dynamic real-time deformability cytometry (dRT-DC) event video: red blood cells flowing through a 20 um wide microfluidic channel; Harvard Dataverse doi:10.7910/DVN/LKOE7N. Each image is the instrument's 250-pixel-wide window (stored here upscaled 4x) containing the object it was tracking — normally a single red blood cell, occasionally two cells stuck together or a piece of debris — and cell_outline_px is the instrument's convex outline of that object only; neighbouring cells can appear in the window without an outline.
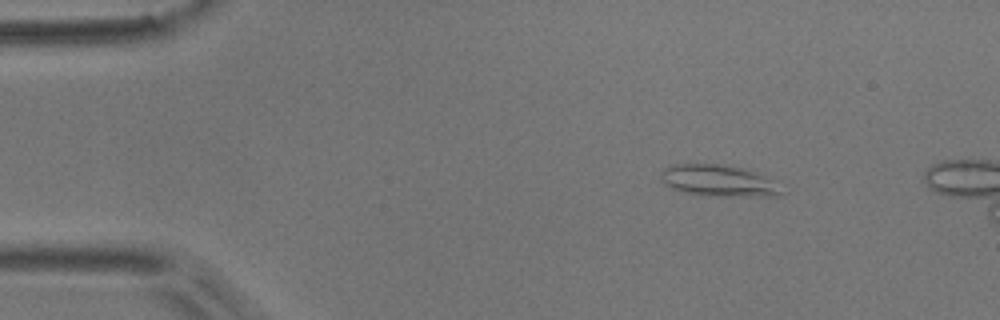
{"species": "common noctule bat (a hibernating species)", "species_latin": "Nyctalus noctula", "temperature_condition": "room temperature", "stored_images_in_passage": 4, "camera_frame_rate_fps": 3000, "um_per_image_px": 0.085, "animal": {"sex": "male", "body_mass_g": 17.9}, "frame": {"image": 1, "passage_image": 2, "time_ms": 0.333, "image_size_px": [1000, 320], "cell_outline_px": [[788, 192], [780, 196], [716, 196], [688, 192], [672, 188], [664, 184], [660, 176], [664, 168], [672, 164], [724, 164], [744, 168], [756, 172]], "centroid_in_image_um": [61.11, 15.35], "position_along_channel_um": 23.9, "area_um2": 22.02}}